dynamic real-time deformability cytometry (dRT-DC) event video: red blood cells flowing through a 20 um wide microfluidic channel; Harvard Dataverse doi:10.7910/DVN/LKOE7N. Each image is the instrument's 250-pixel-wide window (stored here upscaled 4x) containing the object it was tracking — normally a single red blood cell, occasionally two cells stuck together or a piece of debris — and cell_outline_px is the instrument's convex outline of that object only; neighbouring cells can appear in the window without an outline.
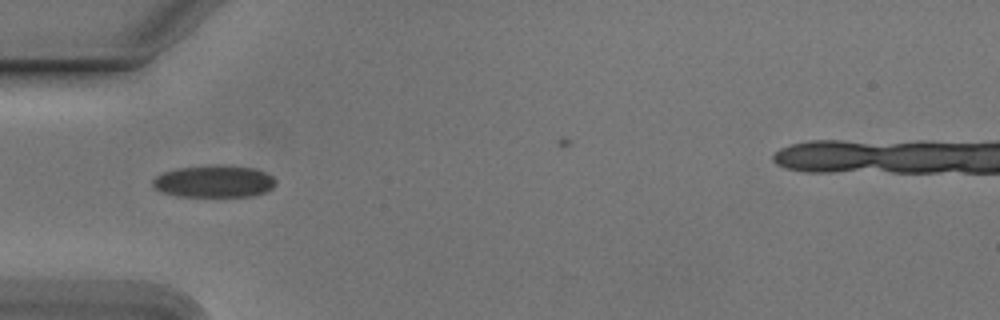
{"species": "Egyptian fruit bat (a non-hibernating species)", "species_latin": "Rousettus aegyptiacus", "temperature_condition": "cold", "stored_images_in_passage": 3, "camera_frame_rate_fps": 3000, "um_per_image_px": 0.085, "animal": {"sex": "male"}, "frame": {"image": 1, "passage_image": 1, "time_ms": 0.0, "image_size_px": [1000, 320], "cell_outline_px": [[276, 184], [268, 192], [252, 196], [176, 196], [160, 192], [152, 188], [152, 180], [156, 176], [164, 172], [176, 168], [220, 164], [252, 168], [264, 172], [272, 176], [276, 180]], "centroid_in_image_um": [18.17, 15.42], "position_along_channel_um": 66.8, "area_um2": 23.29}}